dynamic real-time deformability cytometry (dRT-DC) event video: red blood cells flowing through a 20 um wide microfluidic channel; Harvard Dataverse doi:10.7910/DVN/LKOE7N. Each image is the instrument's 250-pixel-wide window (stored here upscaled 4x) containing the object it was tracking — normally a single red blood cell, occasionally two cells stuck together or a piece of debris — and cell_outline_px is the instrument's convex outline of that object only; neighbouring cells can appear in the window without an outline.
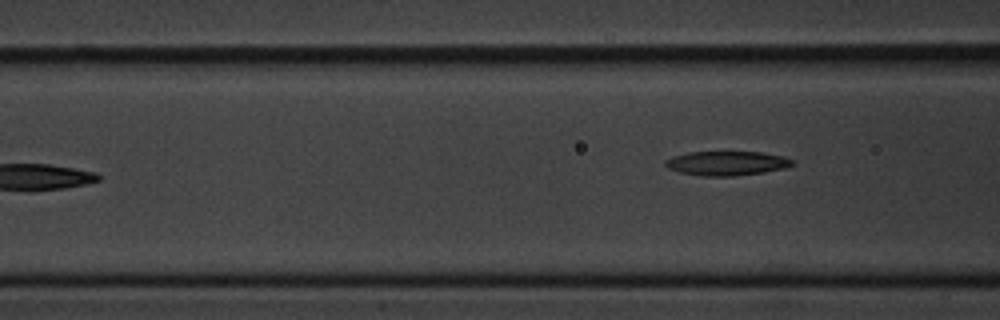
{"species": "common noctule bat (a hibernating species)", "species_latin": "Nyctalus noctula", "temperature_condition": "cold", "stored_images_in_passage": 6, "camera_frame_rate_fps": 3000, "um_per_image_px": 0.085, "animal": {"sex": "male", "body_mass_g": 20.1, "forearm_length_mm": 53.5}, "frame": {"image": 1, "passage_image": 6, "time_ms": 6.0, "image_size_px": [1000, 320], "cell_outline_px": [[796, 164], [784, 168], [764, 172], [732, 176], [704, 176], [680, 172], [668, 168], [664, 164], [664, 160], [672, 156], [688, 152], [760, 152], [784, 156], [796, 160]], "centroid_in_image_um": [61.8, 13.87], "position_along_channel_um": 104.8, "area_um2": 18.09}}